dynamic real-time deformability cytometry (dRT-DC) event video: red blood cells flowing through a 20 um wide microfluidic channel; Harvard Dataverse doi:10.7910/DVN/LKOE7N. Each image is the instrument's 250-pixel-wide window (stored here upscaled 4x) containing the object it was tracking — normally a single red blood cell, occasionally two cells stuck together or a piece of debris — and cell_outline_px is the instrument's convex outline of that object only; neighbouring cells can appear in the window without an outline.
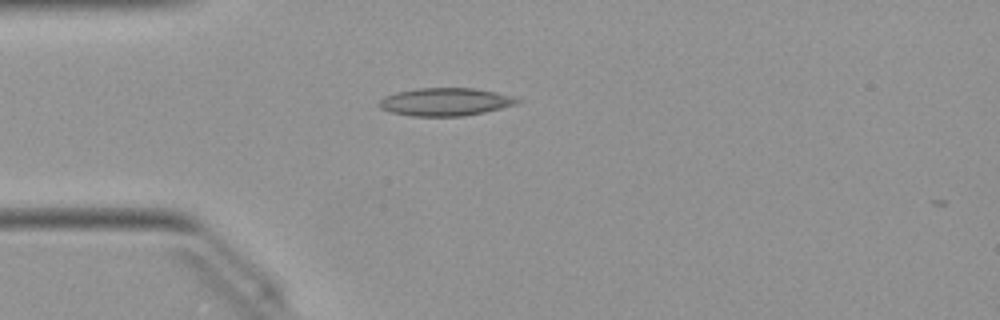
{"species": "Egyptian fruit bat (a non-hibernating species)", "species_latin": "Rousettus aegyptiacus", "temperature_condition": "warm", "stored_images_in_passage": 3, "camera_frame_rate_fps": 3000, "um_per_image_px": 0.085, "animal": {"sex": "female"}, "frame": {"image": 1, "passage_image": 1, "time_ms": 0.0, "image_size_px": [1000, 320], "cell_outline_px": [[524, 100], [516, 104], [484, 112], [464, 116], [412, 116], [392, 112], [380, 108], [376, 104], [384, 96], [396, 92], [416, 88], [472, 88], [496, 92], [512, 96]], "centroid_in_image_um": [37.84, 8.65], "position_along_channel_um": 47.2, "area_um2": 22.48}}